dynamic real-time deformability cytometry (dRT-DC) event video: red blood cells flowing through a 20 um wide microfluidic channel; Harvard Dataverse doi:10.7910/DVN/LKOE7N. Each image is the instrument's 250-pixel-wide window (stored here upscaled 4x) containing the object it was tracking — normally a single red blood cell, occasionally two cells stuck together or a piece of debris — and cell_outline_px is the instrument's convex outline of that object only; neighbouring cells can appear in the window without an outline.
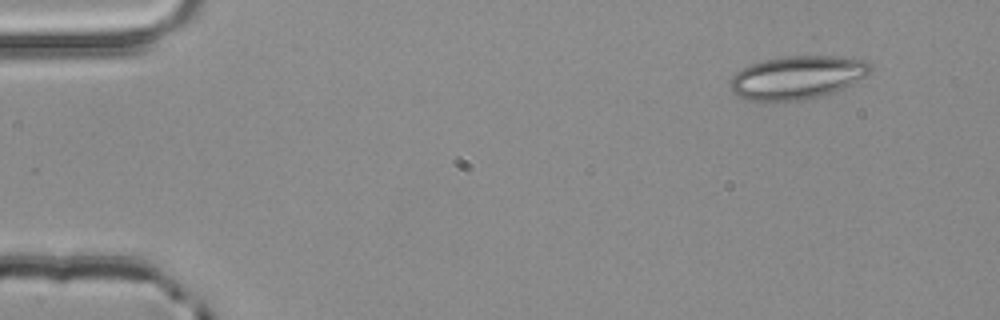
{"species": "common noctule bat (a hibernating species)", "species_latin": "Nyctalus noctula", "temperature_condition": "room temperature", "stored_images_in_passage": 3, "camera_frame_rate_fps": 3000, "um_per_image_px": 0.085, "animal": {"sex": "male", "body_mass_g": 20.4}, "frame": {"image": 1, "passage_image": 1, "time_ms": 0.0, "image_size_px": [1000, 320], "cell_outline_px": [[872, 72], [852, 84], [832, 92], [800, 100], [760, 104], [748, 100], [732, 92], [728, 84], [728, 80], [740, 68], [748, 64], [764, 60], [784, 56], [836, 56], [864, 60], [872, 68]], "centroid_in_image_um": [67.66, 6.6], "position_along_channel_um": 17.3, "area_um2": 35.89}}